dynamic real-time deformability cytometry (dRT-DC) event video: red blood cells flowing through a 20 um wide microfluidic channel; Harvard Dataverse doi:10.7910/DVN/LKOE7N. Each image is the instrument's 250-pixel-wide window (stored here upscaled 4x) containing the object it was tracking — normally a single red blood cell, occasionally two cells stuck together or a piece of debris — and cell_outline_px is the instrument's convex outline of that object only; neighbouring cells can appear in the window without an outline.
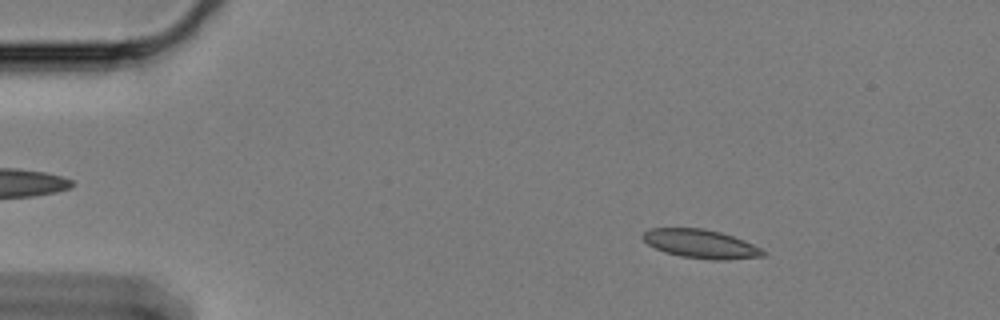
{"species": "Egyptian fruit bat (a non-hibernating species)", "species_latin": "Rousettus aegyptiacus", "temperature_condition": "cold", "stored_images_in_passage": 27, "camera_frame_rate_fps": 3000, "um_per_image_px": 0.085, "animal": {"sex": "female"}, "frame": {"image": 1, "passage_image": 9, "time_ms": 2.667, "image_size_px": [1000, 320], "cell_outline_px": [[768, 252], [764, 256], [728, 260], [712, 260], [680, 256], [664, 252], [648, 244], [640, 236], [644, 232], [652, 228], [704, 228], [720, 232], [744, 240]], "centroid_in_image_um": [59.58, 20.73], "position_along_channel_um": 25.4, "area_um2": 20.17}}
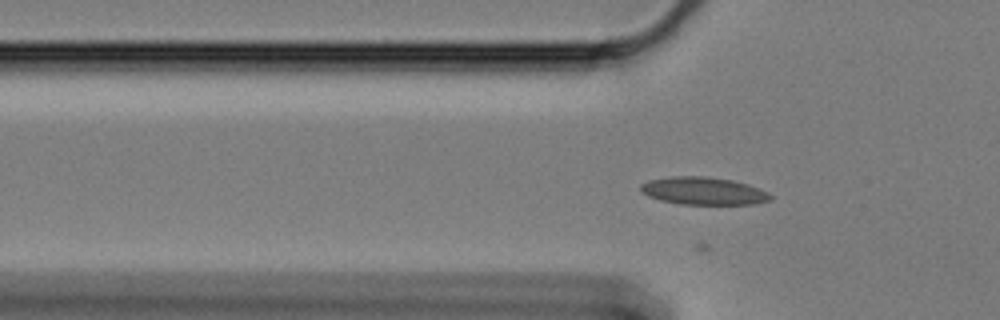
{"frame": {"image": 2, "passage_image": 19, "time_ms": 6.0, "image_size_px": [1000, 320], "cell_outline_px": [[772, 200], [756, 204], [680, 204], [660, 200], [648, 196], [640, 192], [640, 184], [648, 180], [668, 176], [704, 176], [732, 180], [748, 184], [768, 192], [772, 196]], "centroid_in_image_um": [59.77, 16.23], "position_along_channel_um": 66.0, "area_um2": 21.1}}
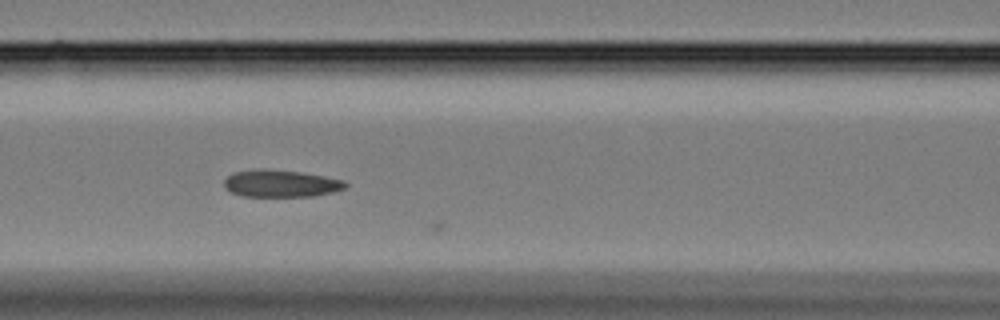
{"frame": {"image": 3, "passage_image": 26, "time_ms": 8.333, "image_size_px": [1000, 320], "cell_outline_px": [[348, 184], [344, 188], [332, 192], [312, 196], [244, 196], [228, 192], [224, 188], [224, 180], [228, 176], [236, 172], [260, 168], [264, 168], [300, 172], [324, 176], [344, 180]], "centroid_in_image_um": [23.84, 15.59], "position_along_channel_um": 142.8, "area_um2": 19.19}}